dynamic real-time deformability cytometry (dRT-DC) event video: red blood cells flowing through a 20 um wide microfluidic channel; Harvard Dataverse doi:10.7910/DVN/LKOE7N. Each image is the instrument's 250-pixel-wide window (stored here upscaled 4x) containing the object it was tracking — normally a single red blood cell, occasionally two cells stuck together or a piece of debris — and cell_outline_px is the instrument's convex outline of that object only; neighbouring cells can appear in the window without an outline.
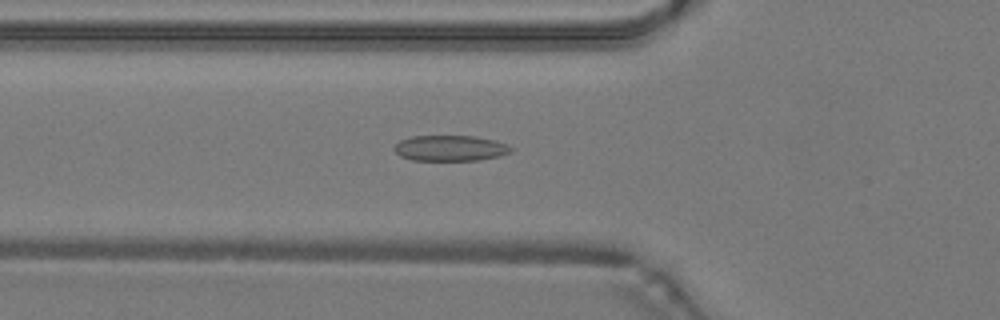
{"species": "common noctule bat (a hibernating species)", "species_latin": "Nyctalus noctula", "temperature_condition": "warm", "stored_images_in_passage": 42, "camera_frame_rate_fps": 3000, "um_per_image_px": 0.085, "animal": {"sex": "male", "body_mass_g": 19.2, "forearm_length_mm": 51.8}, "frame": {"image": 1, "passage_image": 11, "time_ms": 3.333, "image_size_px": [1000, 320], "cell_outline_px": [[512, 152], [500, 156], [480, 160], [412, 160], [400, 156], [392, 148], [400, 140], [412, 136], [476, 136], [496, 140], [508, 144], [512, 148]], "centroid_in_image_um": [38.3, 12.59], "position_along_channel_um": 87.5, "area_um2": 17.63}}
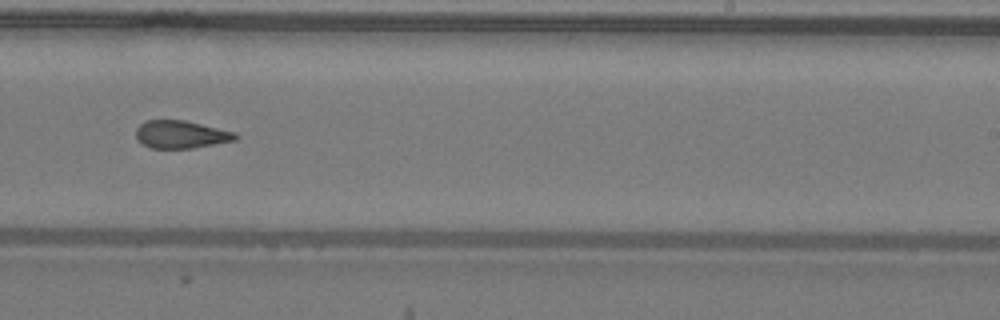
{"frame": {"image": 2, "passage_image": 24, "time_ms": 7.667, "image_size_px": [1000, 320], "cell_outline_px": [[240, 136], [236, 140], [192, 148], [152, 148], [136, 140], [136, 128], [140, 124], [148, 120], [184, 120], [236, 132]], "centroid_in_image_um": [15.39, 11.42], "position_along_channel_um": 273.6, "area_um2": 16.07}}
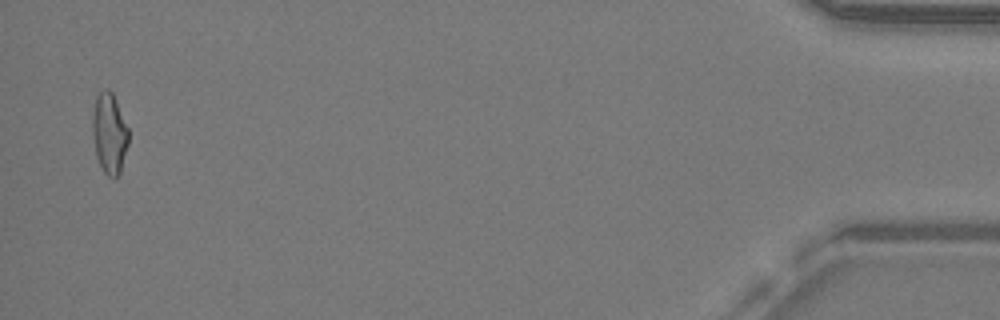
{"frame": {"image": 3, "passage_image": 41, "time_ms": 13.333, "image_size_px": [1000, 320], "cell_outline_px": [[128, 144], [120, 172], [112, 180], [104, 172], [96, 156], [92, 132], [92, 116], [96, 96], [104, 88], [108, 88], [112, 92], [116, 100], [128, 128]], "centroid_in_image_um": [9.29, 11.32], "position_along_channel_um": 425.9, "area_um2": 16.94}, "authors_computed_cell_mechanics": {"area_um2": 16.9354, "velocity_mm_per_s": 4.2914, "shape_relaxation_time_tau1_ms": null, "shape_relaxation_time_tau2_ms": 1.9616, "deformation_change_tau1": null, "deformation_change_tau2": 0.0987}}